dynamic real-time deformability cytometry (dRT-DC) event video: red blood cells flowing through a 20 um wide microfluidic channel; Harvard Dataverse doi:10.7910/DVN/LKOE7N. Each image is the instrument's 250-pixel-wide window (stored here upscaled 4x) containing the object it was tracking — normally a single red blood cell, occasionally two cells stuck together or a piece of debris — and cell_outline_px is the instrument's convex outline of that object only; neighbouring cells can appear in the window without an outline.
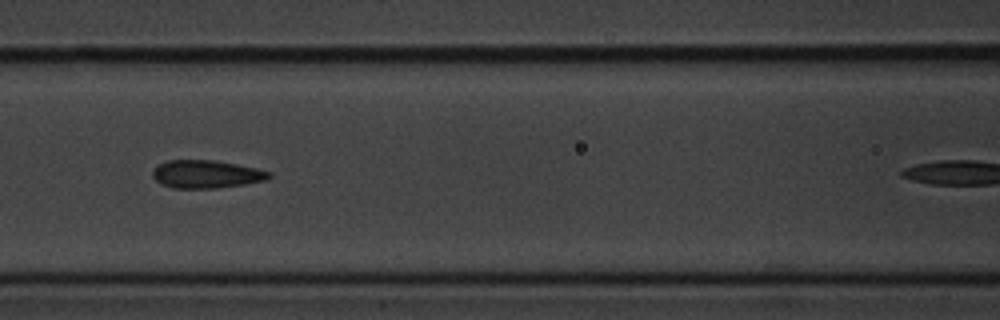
{"species": "common noctule bat (a hibernating species)", "species_latin": "Nyctalus noctula", "temperature_condition": "cold", "stored_images_in_passage": 4, "camera_frame_rate_fps": 3000, "um_per_image_px": 0.085, "animal": {"sex": "male", "body_mass_g": 20.1, "forearm_length_mm": 53.5}, "frame": {"image": 1, "passage_image": 3, "time_ms": 0.667, "image_size_px": [1000, 320], "cell_outline_px": [[272, 176], [264, 180], [244, 184], [216, 188], [172, 188], [160, 184], [152, 176], [152, 168], [156, 164], [168, 160], [216, 160], [256, 168], [272, 172]], "centroid_in_image_um": [17.48, 14.79], "position_along_channel_um": 149.1, "area_um2": 19.13}}